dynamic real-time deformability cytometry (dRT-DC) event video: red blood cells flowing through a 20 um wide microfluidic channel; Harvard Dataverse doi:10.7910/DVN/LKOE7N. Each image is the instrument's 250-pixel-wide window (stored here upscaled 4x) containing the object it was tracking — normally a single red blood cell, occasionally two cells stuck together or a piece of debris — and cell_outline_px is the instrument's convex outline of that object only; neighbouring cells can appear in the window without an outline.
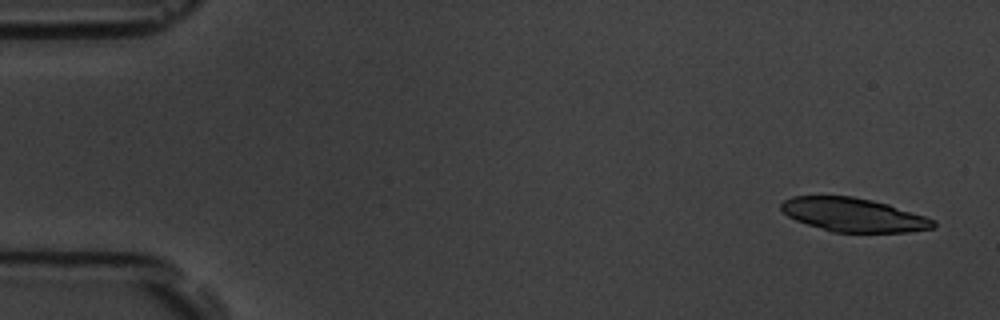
{"species": "common noctule bat (a hibernating species)", "species_latin": "Nyctalus noctula", "temperature_condition": "room temperature", "stored_images_in_passage": 4, "camera_frame_rate_fps": 3000, "um_per_image_px": 0.085, "animal": {"sex": "male", "body_mass_g": 19.5, "forearm_length_mm": 54.6}, "frame": {"image": 1, "passage_image": 1, "time_ms": 0.0, "image_size_px": [1000, 320], "cell_outline_px": [[936, 224], [932, 228], [908, 232], [832, 232], [796, 220], [788, 216], [780, 208], [780, 204], [784, 200], [792, 196], [852, 196], [872, 200], [888, 204], [936, 220]], "centroid_in_image_um": [72.54, 18.26], "position_along_channel_um": 12.5, "area_um2": 29.71}}